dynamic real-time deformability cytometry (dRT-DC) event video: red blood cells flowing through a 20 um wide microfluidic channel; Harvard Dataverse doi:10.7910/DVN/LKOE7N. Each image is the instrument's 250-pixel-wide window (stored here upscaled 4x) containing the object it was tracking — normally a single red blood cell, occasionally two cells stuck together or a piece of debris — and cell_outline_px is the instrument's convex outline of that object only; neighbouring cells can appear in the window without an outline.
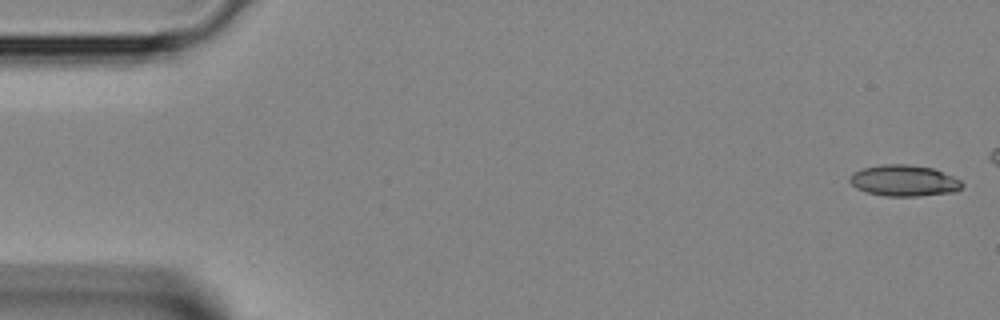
{"species": "Egyptian fruit bat (a non-hibernating species)", "species_latin": "Rousettus aegyptiacus", "temperature_condition": "room temperature", "stored_images_in_passage": 37, "camera_frame_rate_fps": 3000, "um_per_image_px": 0.085, "animal": {"sex": "female"}, "frame": {"image": 1, "passage_image": 1, "time_ms": 0.0, "image_size_px": [1000, 320], "cell_outline_px": [[964, 184], [956, 192], [920, 196], [884, 196], [864, 192], [856, 188], [848, 180], [852, 172], [864, 168], [880, 164], [908, 164], [932, 168], [952, 176], [960, 180]], "centroid_in_image_um": [76.81, 15.36], "position_along_channel_um": 8.2, "area_um2": 20.58}}
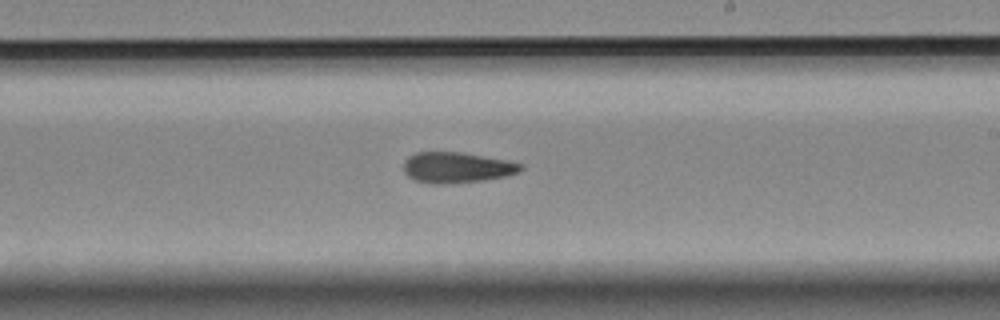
{"frame": {"image": 2, "passage_image": 25, "time_ms": 8.0, "image_size_px": [1000, 320], "cell_outline_px": [[524, 168], [516, 172], [504, 176], [480, 180], [440, 184], [436, 184], [416, 180], [408, 176], [404, 172], [404, 160], [408, 156], [416, 152], [460, 152], [504, 160], [520, 164]], "centroid_in_image_um": [38.75, 14.22], "position_along_channel_um": 250.3, "area_um2": 20.4}}
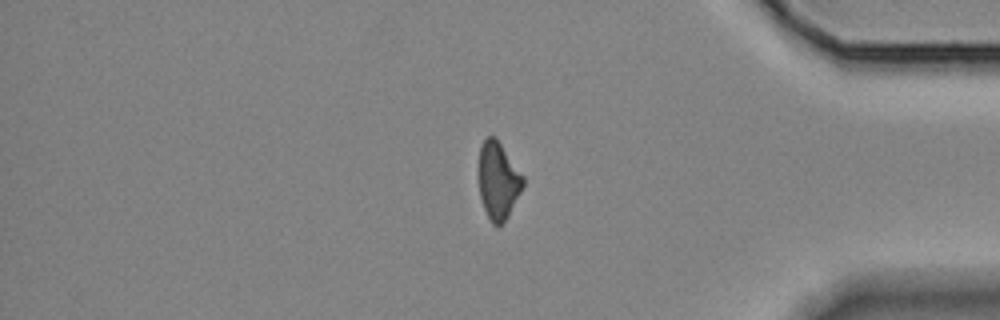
{"frame": {"image": 3, "passage_image": 36, "time_ms": 11.667, "image_size_px": [1000, 320], "cell_outline_px": [[524, 184], [508, 216], [496, 228], [492, 224], [484, 208], [480, 196], [480, 144], [488, 136], [496, 136], [524, 176]], "centroid_in_image_um": [42.36, 15.33], "position_along_channel_um": 392.8, "area_um2": 19.71}}